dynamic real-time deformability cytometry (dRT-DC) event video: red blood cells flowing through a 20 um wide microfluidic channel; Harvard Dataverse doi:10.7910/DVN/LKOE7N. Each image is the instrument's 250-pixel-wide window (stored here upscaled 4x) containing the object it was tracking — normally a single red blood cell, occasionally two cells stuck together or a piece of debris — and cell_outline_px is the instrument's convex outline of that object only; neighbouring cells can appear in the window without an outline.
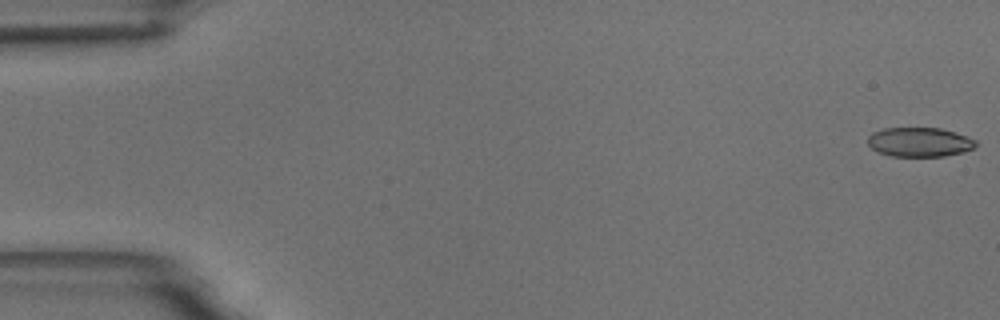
{"species": "common noctule bat (a hibernating species)", "species_latin": "Nyctalus noctula", "temperature_condition": "room temperature", "stored_images_in_passage": 56, "camera_frame_rate_fps": 3000, "um_per_image_px": 0.085, "animal": {"sex": "male", "body_mass_g": 18.8}, "frame": {"image": 1, "passage_image": 1, "time_ms": 0.0, "image_size_px": [1000, 320], "cell_outline_px": [[976, 144], [972, 148], [964, 152], [944, 156], [892, 156], [880, 152], [872, 148], [868, 144], [868, 136], [872, 132], [884, 128], [940, 128], [976, 140]], "centroid_in_image_um": [78.13, 12.08], "position_along_channel_um": 6.9, "area_um2": 18.21}}
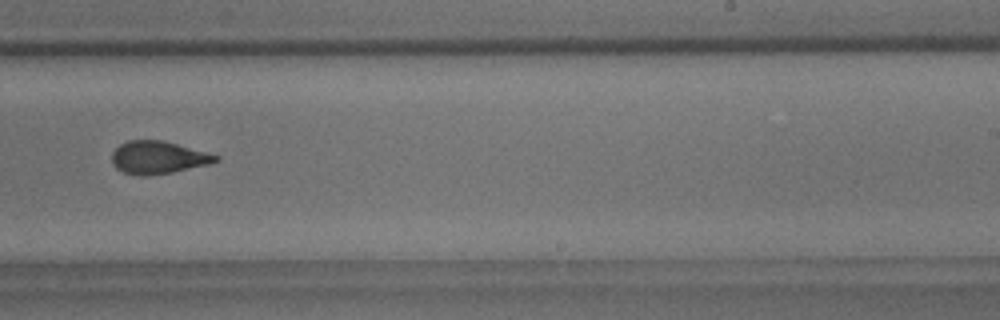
{"frame": {"image": 2, "passage_image": 35, "time_ms": 11.333, "image_size_px": [1000, 320], "cell_outline_px": [[220, 160], [208, 164], [172, 172], [148, 176], [140, 176], [124, 172], [116, 168], [112, 164], [112, 152], [120, 144], [128, 140], [164, 140], [220, 156]], "centroid_in_image_um": [13.42, 13.38], "position_along_channel_um": 275.6, "area_um2": 19.77}}
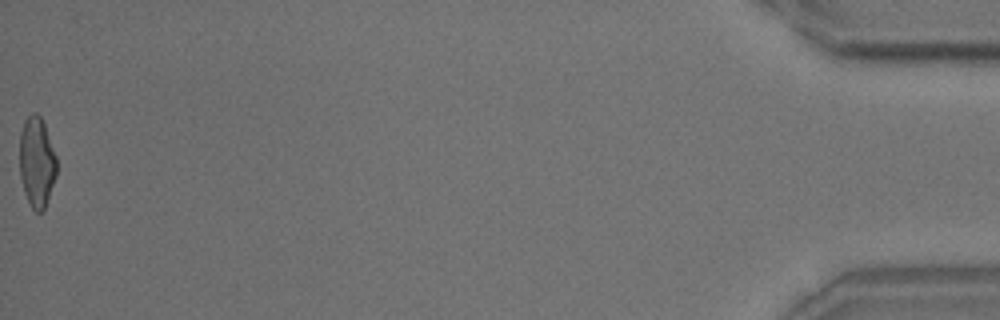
{"frame": {"image": 3, "passage_image": 56, "time_ms": 18.333, "image_size_px": [1000, 320], "cell_outline_px": [[56, 176], [44, 208], [40, 212], [36, 212], [32, 208], [24, 192], [20, 176], [20, 132], [24, 120], [32, 112], [36, 112], [40, 116], [44, 124], [56, 156]], "centroid_in_image_um": [3.11, 13.75], "position_along_channel_um": 432.1, "area_um2": 19.31}, "authors_computed_cell_mechanics": {"area_um2": 20.0566, "velocity_mm_per_s": 3.6563, "shape_relaxation_time_tau1_ms": 8.0317, "shape_relaxation_time_tau2_ms": 1.9499, "deformation_change_tau1": 0.2053, "deformation_change_tau2": 0.0946}}